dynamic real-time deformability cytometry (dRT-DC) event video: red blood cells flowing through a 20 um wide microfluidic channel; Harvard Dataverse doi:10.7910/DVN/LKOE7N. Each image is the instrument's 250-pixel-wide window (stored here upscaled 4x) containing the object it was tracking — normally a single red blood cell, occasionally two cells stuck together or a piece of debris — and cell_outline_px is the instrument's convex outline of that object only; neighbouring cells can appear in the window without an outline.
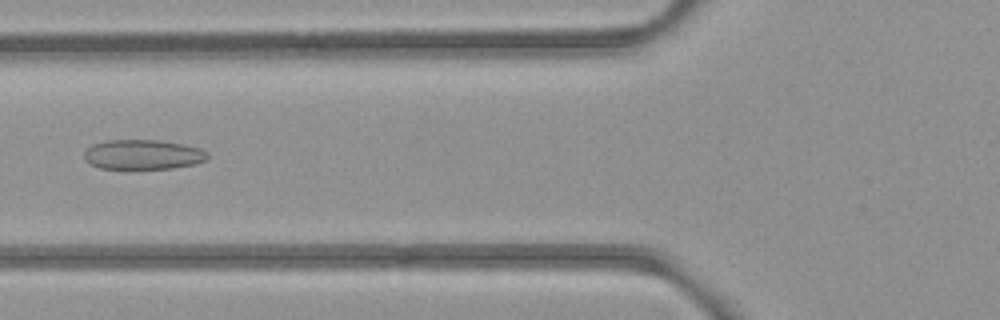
{"species": "common noctule bat (a hibernating species)", "species_latin": "Nyctalus noctula", "temperature_condition": "room temperature", "stored_images_in_passage": 48, "camera_frame_rate_fps": 3000, "um_per_image_px": 0.085, "animal": {"sex": "female", "body_mass_g": 21.9}, "frame": {"image": 1, "passage_image": 16, "time_ms": 5.0, "image_size_px": [1000, 320], "cell_outline_px": [[208, 156], [204, 160], [196, 164], [172, 168], [100, 168], [84, 160], [84, 152], [92, 144], [108, 140], [160, 140], [200, 148], [208, 152]], "centroid_in_image_um": [12.14, 13.13], "position_along_channel_um": 113.7, "area_um2": 21.21}}
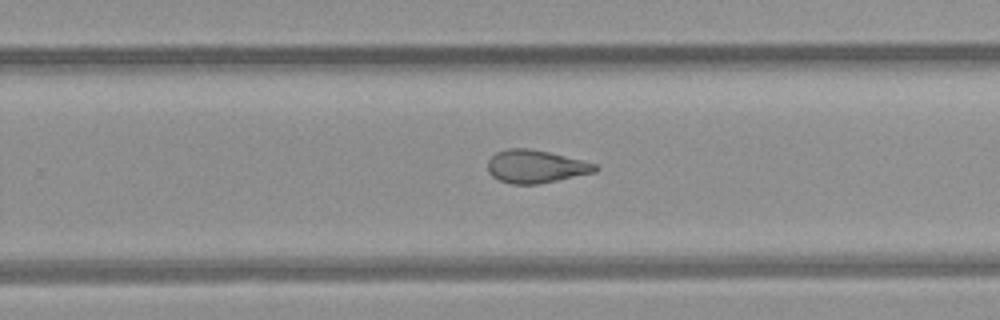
{"frame": {"image": 2, "passage_image": 29, "time_ms": 9.333, "image_size_px": [1000, 320], "cell_outline_px": [[600, 168], [596, 172], [536, 184], [512, 184], [500, 180], [492, 176], [488, 172], [488, 160], [496, 152], [508, 148], [528, 148], [548, 152], [596, 164]], "centroid_in_image_um": [45.51, 14.15], "position_along_channel_um": 284.3, "area_um2": 20.4}}
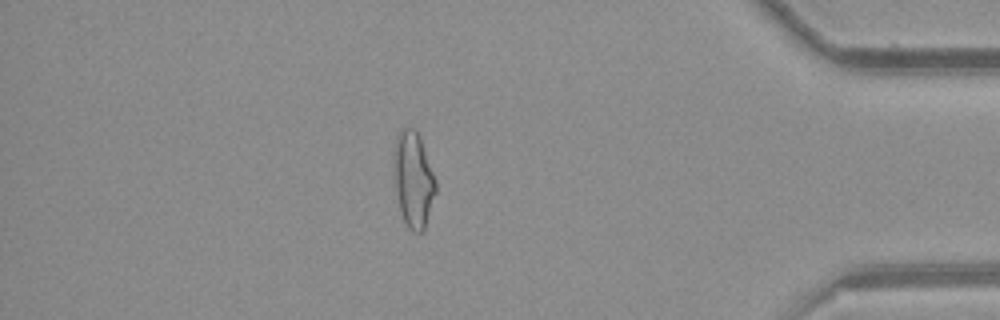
{"frame": {"image": 3, "passage_image": 41, "time_ms": 13.333, "image_size_px": [1000, 320], "cell_outline_px": [[436, 192], [424, 228], [420, 232], [412, 232], [408, 228], [404, 220], [400, 208], [396, 192], [396, 136], [400, 128], [416, 128], [420, 136], [436, 180]], "centroid_in_image_um": [35.17, 15.24], "position_along_channel_um": 400.0, "area_um2": 22.66}, "authors_computed_cell_mechanics": {"area_um2": 22.1374, "velocity_mm_per_s": 3.9435, "shape_relaxation_time_tau1_ms": null, "shape_relaxation_time_tau2_ms": 3.5222, "deformation_change_tau1": null, "deformation_change_tau2": 0.1225}}